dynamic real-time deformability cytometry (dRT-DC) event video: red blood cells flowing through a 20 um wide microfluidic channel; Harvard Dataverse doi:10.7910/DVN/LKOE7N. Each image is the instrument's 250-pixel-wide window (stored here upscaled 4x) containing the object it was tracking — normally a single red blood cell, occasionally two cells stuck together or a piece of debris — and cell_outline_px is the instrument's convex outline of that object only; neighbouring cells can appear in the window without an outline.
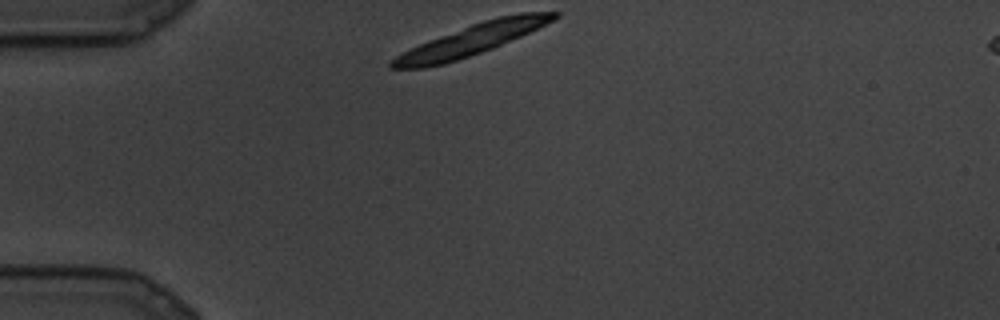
{"species": "common noctule bat (a hibernating species)", "species_latin": "Nyctalus noctula", "temperature_condition": "cold", "stored_images_in_passage": 9, "camera_frame_rate_fps": 3000, "um_per_image_px": 0.085, "animal": {"sex": "male", "body_mass_g": 19.5, "forearm_length_mm": 54.6}, "frame": {"image": 1, "passage_image": 1, "time_ms": 0.0, "image_size_px": [1000, 320], "cell_outline_px": [[560, 16], [520, 36], [492, 48], [444, 64], [424, 68], [388, 68], [388, 64], [396, 56], [420, 44], [440, 36], [472, 24], [484, 20], [500, 16], [520, 12], [560, 12]], "centroid_in_image_um": [40.06, 3.38], "position_along_channel_um": 44.9, "area_um2": 28.32}}